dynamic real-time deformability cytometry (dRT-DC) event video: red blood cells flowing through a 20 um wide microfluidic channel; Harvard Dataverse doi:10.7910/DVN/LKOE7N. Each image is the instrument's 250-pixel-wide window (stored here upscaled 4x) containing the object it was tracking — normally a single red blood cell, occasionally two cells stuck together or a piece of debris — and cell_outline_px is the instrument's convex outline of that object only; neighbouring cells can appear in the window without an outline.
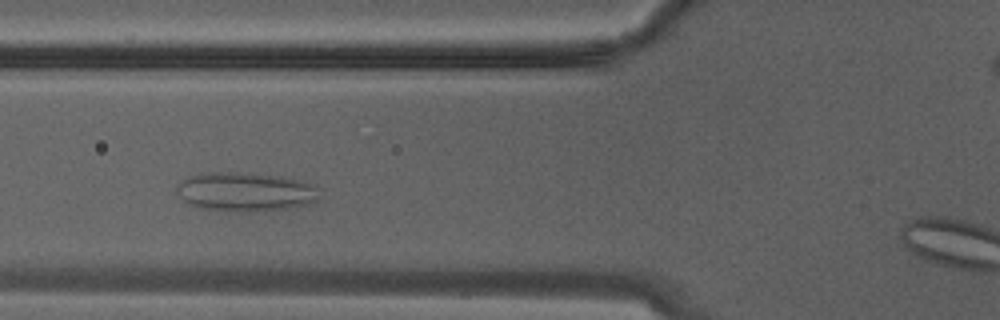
{"species": "Egyptian fruit bat (a non-hibernating species)", "species_latin": "Rousettus aegyptiacus", "temperature_condition": "warm", "stored_images_in_passage": 17, "camera_frame_rate_fps": 3000, "um_per_image_px": 0.085, "animal": {"sex": "male"}, "frame": {"image": 1, "passage_image": 8, "time_ms": 2.333, "image_size_px": [1000, 320], "cell_outline_px": [[320, 196], [312, 204], [288, 208], [252, 212], [248, 212], [200, 208], [184, 200], [176, 192], [176, 188], [180, 180], [188, 176], [200, 172], [252, 172], [280, 176], [316, 184]], "centroid_in_image_um": [20.88, 16.28], "position_along_channel_um": 104.9, "area_um2": 32.95}}
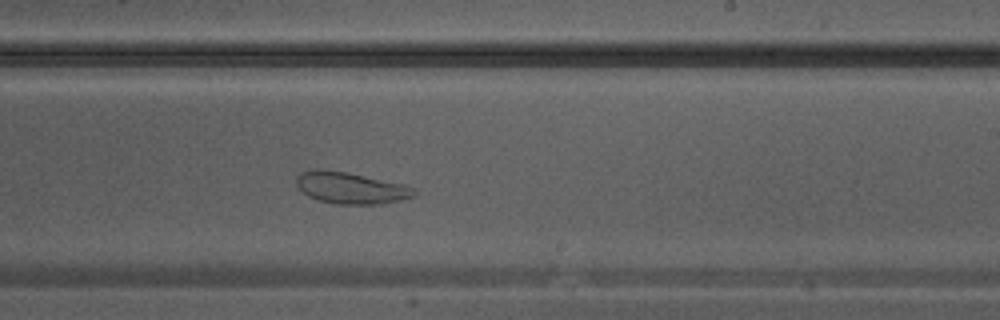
{"frame": {"image": 2, "passage_image": 15, "time_ms": 4.667, "image_size_px": [1000, 320], "cell_outline_px": [[416, 196], [400, 200], [380, 204], [336, 204], [320, 200], [308, 196], [296, 184], [296, 176], [300, 172], [316, 168], [320, 168], [348, 172], [404, 184], [416, 188]], "centroid_in_image_um": [29.83, 15.96], "position_along_channel_um": 259.2, "area_um2": 21.85}}